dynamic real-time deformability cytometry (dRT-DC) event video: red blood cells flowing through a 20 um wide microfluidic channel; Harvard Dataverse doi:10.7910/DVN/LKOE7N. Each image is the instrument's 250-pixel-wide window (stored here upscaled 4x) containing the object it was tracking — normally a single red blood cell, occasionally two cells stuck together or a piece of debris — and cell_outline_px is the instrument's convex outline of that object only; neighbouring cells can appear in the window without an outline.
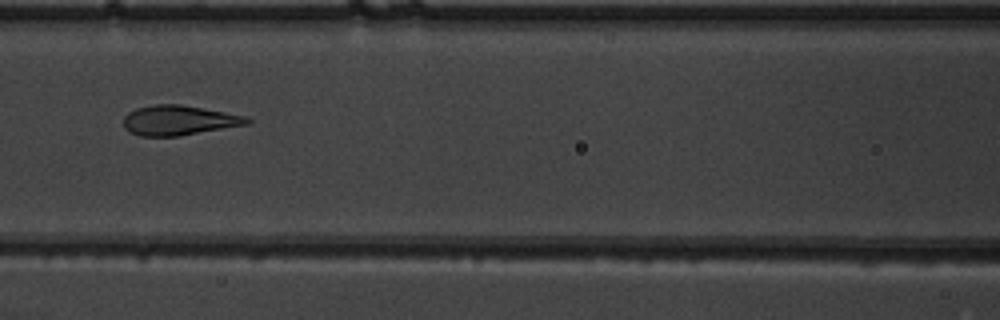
{"species": "common noctule bat (a hibernating species)", "species_latin": "Nyctalus noctula", "temperature_condition": "warm", "stored_images_in_passage": 52, "camera_frame_rate_fps": 3000, "um_per_image_px": 0.085, "animal": {"sex": "male", "body_mass_g": 19.5, "forearm_length_mm": 54.6}, "frame": {"image": 1, "passage_image": 24, "time_ms": 7.667, "image_size_px": [1000, 320], "cell_outline_px": [[252, 124], [180, 136], [140, 136], [128, 132], [124, 128], [124, 116], [128, 112], [136, 108], [156, 104], [180, 104], [224, 112], [244, 116], [252, 120]], "centroid_in_image_um": [15.21, 10.24], "position_along_channel_um": 151.4, "area_um2": 21.68}}
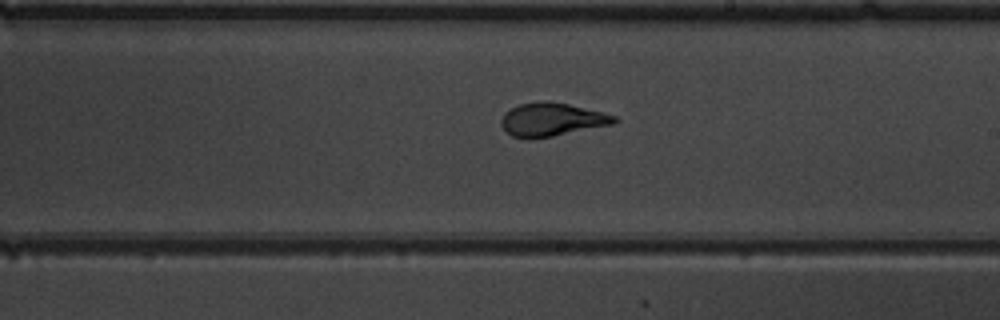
{"frame": {"image": 2, "passage_image": 31, "time_ms": 10.0, "image_size_px": [1000, 320], "cell_outline_px": [[620, 120], [612, 124], [552, 136], [512, 136], [500, 124], [500, 120], [504, 112], [520, 104], [568, 104], [604, 112], [616, 116]], "centroid_in_image_um": [46.96, 10.17], "position_along_channel_um": 242.0, "area_um2": 20.69}}
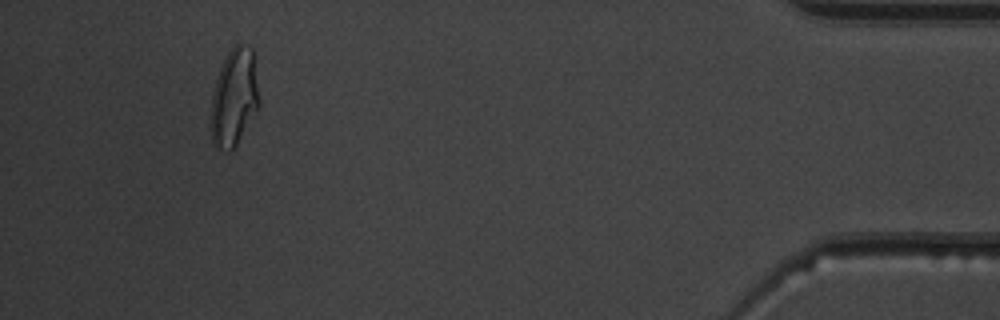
{"frame": {"image": 3, "passage_image": 49, "time_ms": 16.0, "image_size_px": [1000, 320], "cell_outline_px": [[260, 104], [236, 144], [228, 152], [212, 144], [208, 124], [212, 96], [216, 80], [220, 68], [228, 52], [236, 44], [240, 44], [252, 48], [260, 100]], "centroid_in_image_um": [19.87, 8.32], "position_along_channel_um": 415.3, "area_um2": 27.4}, "authors_computed_cell_mechanics": {"area_um2": 22.8599, "velocity_mm_per_s": 3.9042, "shape_relaxation_time_tau1_ms": 8.5917, "shape_relaxation_time_tau2_ms": null, "deformation_change_tau1": 0.2589, "deformation_change_tau2": null}}